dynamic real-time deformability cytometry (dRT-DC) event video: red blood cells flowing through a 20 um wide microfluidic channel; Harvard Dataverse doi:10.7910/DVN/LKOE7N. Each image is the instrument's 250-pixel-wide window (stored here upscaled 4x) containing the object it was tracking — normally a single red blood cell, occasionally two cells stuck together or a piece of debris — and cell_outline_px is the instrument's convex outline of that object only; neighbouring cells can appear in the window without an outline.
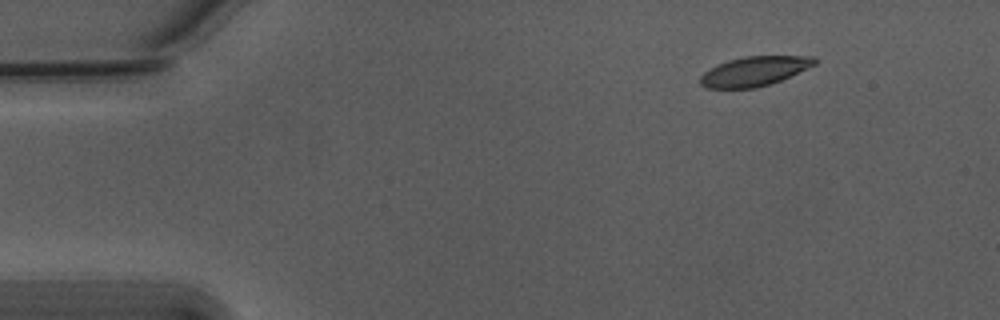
{"species": "Egyptian fruit bat (a non-hibernating species)", "species_latin": "Rousettus aegyptiacus", "temperature_condition": "warm", "stored_images_in_passage": 49, "camera_frame_rate_fps": 3000, "um_per_image_px": 0.085, "animal": {"sex": "male"}, "frame": {"image": 1, "passage_image": 1, "time_ms": 0.0, "image_size_px": [1000, 320], "cell_outline_px": [[816, 64], [808, 68], [780, 80], [756, 88], [704, 88], [700, 84], [700, 76], [704, 72], [716, 64], [728, 60], [744, 56], [816, 56]], "centroid_in_image_um": [64.09, 6.05], "position_along_channel_um": 20.9, "area_um2": 19.65}}
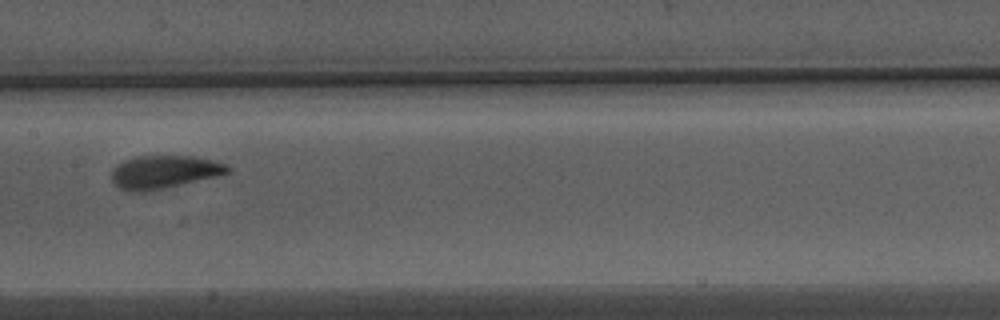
{"frame": {"image": 2, "passage_image": 22, "time_ms": 7.0, "image_size_px": [1000, 320], "cell_outline_px": [[232, 168], [228, 172], [216, 176], [164, 188], [144, 192], [132, 192], [120, 188], [112, 180], [112, 168], [116, 164], [124, 160], [140, 156], [192, 156], [212, 160], [228, 164]], "centroid_in_image_um": [13.93, 14.61], "position_along_channel_um": 193.5, "area_um2": 22.2}}
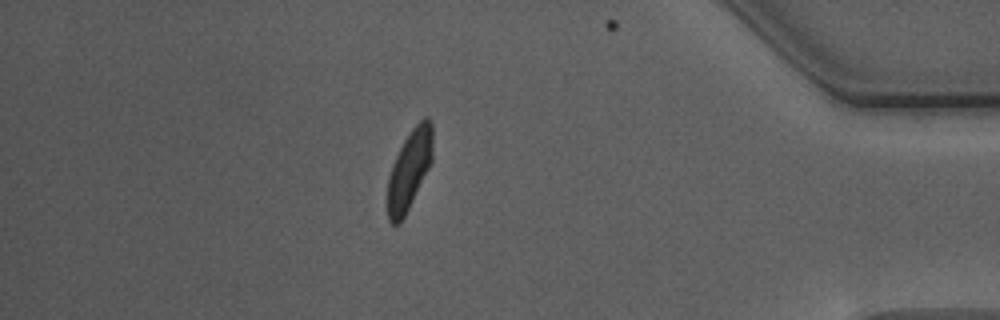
{"frame": {"image": 3, "passage_image": 42, "time_ms": 13.667, "image_size_px": [1000, 320], "cell_outline_px": [[432, 160], [400, 224], [392, 224], [388, 220], [388, 176], [392, 164], [404, 140], [412, 128], [424, 116], [428, 116], [432, 124]], "centroid_in_image_um": [34.79, 14.39], "position_along_channel_um": 400.4, "area_um2": 20.52}, "authors_computed_cell_mechanics": {"area_um2": 21.6172, "velocity_mm_per_s": 3.735, "shape_relaxation_time_tau1_ms": 2.8841, "shape_relaxation_time_tau2_ms": 1.8178, "deformation_change_tau1": 0.1397, "deformation_change_tau2": 0.0736}}